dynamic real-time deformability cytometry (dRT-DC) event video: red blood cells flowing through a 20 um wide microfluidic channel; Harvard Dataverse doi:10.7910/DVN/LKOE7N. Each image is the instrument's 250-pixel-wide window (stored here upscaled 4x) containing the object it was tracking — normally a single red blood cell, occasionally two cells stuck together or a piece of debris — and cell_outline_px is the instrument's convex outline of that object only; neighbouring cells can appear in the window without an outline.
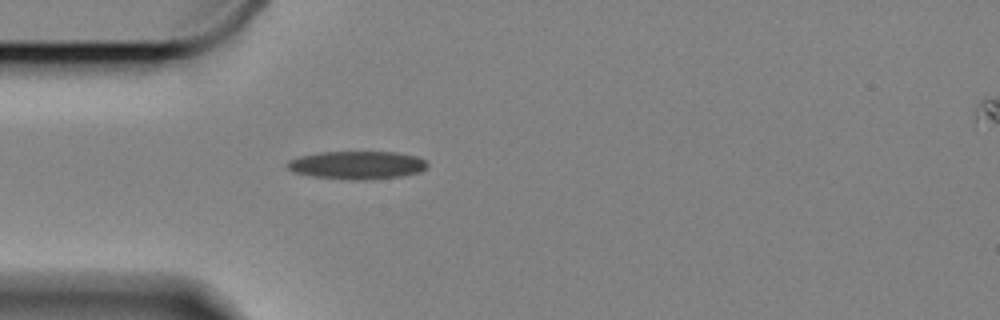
{"species": "Egyptian fruit bat (a non-hibernating species)", "species_latin": "Rousettus aegyptiacus", "temperature_condition": "cold", "stored_images_in_passage": 41, "camera_frame_rate_fps": 3000, "um_per_image_px": 0.085, "animal": {"sex": "female"}, "frame": {"image": 1, "passage_image": 1, "time_ms": 0.0, "image_size_px": [1000, 320], "cell_outline_px": [[428, 164], [420, 172], [400, 176], [356, 180], [312, 176], [292, 172], [284, 164], [288, 160], [300, 156], [320, 152], [396, 152], [416, 156], [424, 160]], "centroid_in_image_um": [30.29, 14.02], "position_along_channel_um": 54.7, "area_um2": 22.72}}
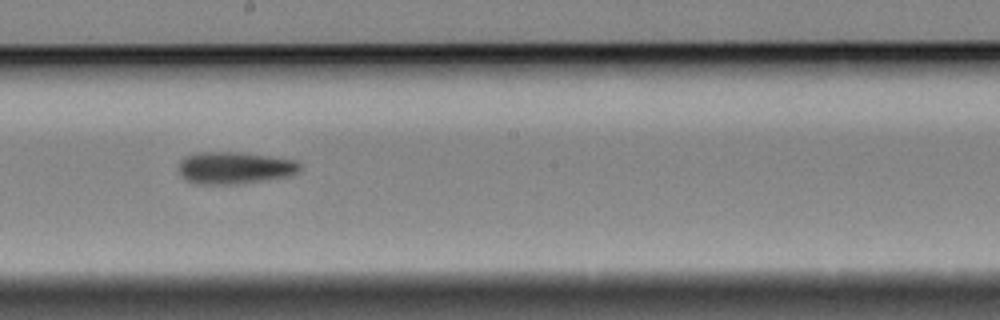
{"frame": {"image": 2, "passage_image": 17, "time_ms": 5.333, "image_size_px": [1000, 320], "cell_outline_px": [[300, 168], [296, 172], [288, 176], [240, 184], [196, 184], [184, 180], [180, 172], [180, 164], [188, 156], [200, 152], [240, 152], [296, 160], [300, 164]], "centroid_in_image_um": [19.95, 14.28], "position_along_channel_um": 228.2, "area_um2": 22.43}}
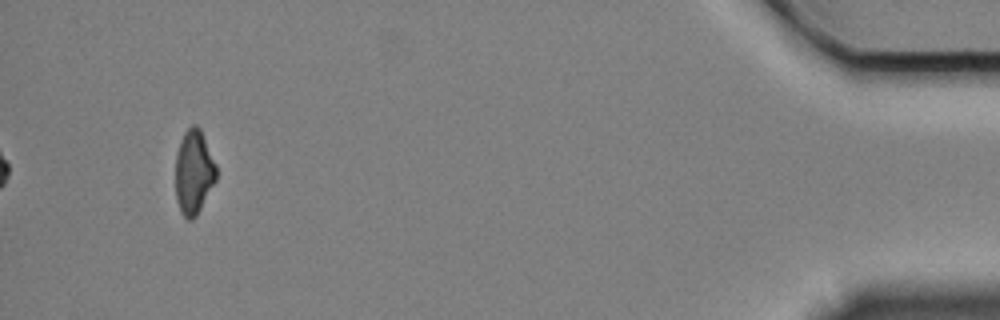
{"frame": {"image": 3, "passage_image": 41, "time_ms": 13.333, "image_size_px": [1000, 320], "cell_outline_px": [[216, 180], [196, 216], [192, 220], [188, 220], [180, 212], [176, 200], [176, 152], [180, 140], [184, 132], [192, 124], [196, 124], [200, 128], [216, 164]], "centroid_in_image_um": [16.46, 14.62], "position_along_channel_um": 418.7, "area_um2": 20.06}, "authors_computed_cell_mechanics": {"area_um2": 21.9062, "velocity_mm_per_s": 3.3215, "shape_relaxation_time_tau1_ms": 9.3745, "shape_relaxation_time_tau2_ms": 9.8044, "deformation_change_tau1": 0.1723, "deformation_change_tau2": 0.2006}}